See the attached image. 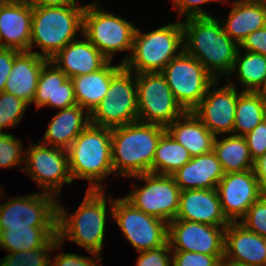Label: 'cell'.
<instances>
[{
  "instance_id": "obj_22",
  "label": "cell",
  "mask_w": 266,
  "mask_h": 266,
  "mask_svg": "<svg viewBox=\"0 0 266 266\" xmlns=\"http://www.w3.org/2000/svg\"><path fill=\"white\" fill-rule=\"evenodd\" d=\"M32 102L35 103L37 109L48 105L58 109L77 105L71 79L51 61H48L39 74Z\"/></svg>"
},
{
  "instance_id": "obj_43",
  "label": "cell",
  "mask_w": 266,
  "mask_h": 266,
  "mask_svg": "<svg viewBox=\"0 0 266 266\" xmlns=\"http://www.w3.org/2000/svg\"><path fill=\"white\" fill-rule=\"evenodd\" d=\"M248 52H254L266 56V26L248 35L239 45Z\"/></svg>"
},
{
  "instance_id": "obj_49",
  "label": "cell",
  "mask_w": 266,
  "mask_h": 266,
  "mask_svg": "<svg viewBox=\"0 0 266 266\" xmlns=\"http://www.w3.org/2000/svg\"><path fill=\"white\" fill-rule=\"evenodd\" d=\"M263 122L265 123V126H266V113L264 115Z\"/></svg>"
},
{
  "instance_id": "obj_16",
  "label": "cell",
  "mask_w": 266,
  "mask_h": 266,
  "mask_svg": "<svg viewBox=\"0 0 266 266\" xmlns=\"http://www.w3.org/2000/svg\"><path fill=\"white\" fill-rule=\"evenodd\" d=\"M221 208L229 222L242 219L263 194L254 170L225 173L217 185Z\"/></svg>"
},
{
  "instance_id": "obj_47",
  "label": "cell",
  "mask_w": 266,
  "mask_h": 266,
  "mask_svg": "<svg viewBox=\"0 0 266 266\" xmlns=\"http://www.w3.org/2000/svg\"><path fill=\"white\" fill-rule=\"evenodd\" d=\"M254 92L260 95L264 100H266V76L264 77L262 83Z\"/></svg>"
},
{
  "instance_id": "obj_1",
  "label": "cell",
  "mask_w": 266,
  "mask_h": 266,
  "mask_svg": "<svg viewBox=\"0 0 266 266\" xmlns=\"http://www.w3.org/2000/svg\"><path fill=\"white\" fill-rule=\"evenodd\" d=\"M212 16L189 17L182 22L184 50L197 59L215 79L233 72L239 46L225 33L221 21ZM220 21V22H219ZM186 41V42H185Z\"/></svg>"
},
{
  "instance_id": "obj_44",
  "label": "cell",
  "mask_w": 266,
  "mask_h": 266,
  "mask_svg": "<svg viewBox=\"0 0 266 266\" xmlns=\"http://www.w3.org/2000/svg\"><path fill=\"white\" fill-rule=\"evenodd\" d=\"M16 49L0 48V93L4 91L6 81L12 70Z\"/></svg>"
},
{
  "instance_id": "obj_3",
  "label": "cell",
  "mask_w": 266,
  "mask_h": 266,
  "mask_svg": "<svg viewBox=\"0 0 266 266\" xmlns=\"http://www.w3.org/2000/svg\"><path fill=\"white\" fill-rule=\"evenodd\" d=\"M32 3L30 51L36 43L42 57L51 59L68 43L76 40V32L83 30L86 5Z\"/></svg>"
},
{
  "instance_id": "obj_4",
  "label": "cell",
  "mask_w": 266,
  "mask_h": 266,
  "mask_svg": "<svg viewBox=\"0 0 266 266\" xmlns=\"http://www.w3.org/2000/svg\"><path fill=\"white\" fill-rule=\"evenodd\" d=\"M107 202L104 190H88L78 209L69 216L58 204L57 236L63 243L68 239L85 248L89 253L101 254ZM66 237V238H65Z\"/></svg>"
},
{
  "instance_id": "obj_27",
  "label": "cell",
  "mask_w": 266,
  "mask_h": 266,
  "mask_svg": "<svg viewBox=\"0 0 266 266\" xmlns=\"http://www.w3.org/2000/svg\"><path fill=\"white\" fill-rule=\"evenodd\" d=\"M166 131L188 150L191 157L203 155L213 150L216 136L192 111H186L181 117L174 120L166 128Z\"/></svg>"
},
{
  "instance_id": "obj_7",
  "label": "cell",
  "mask_w": 266,
  "mask_h": 266,
  "mask_svg": "<svg viewBox=\"0 0 266 266\" xmlns=\"http://www.w3.org/2000/svg\"><path fill=\"white\" fill-rule=\"evenodd\" d=\"M136 121H138L136 74L123 66L112 77L107 95L91 112L90 124L114 128Z\"/></svg>"
},
{
  "instance_id": "obj_29",
  "label": "cell",
  "mask_w": 266,
  "mask_h": 266,
  "mask_svg": "<svg viewBox=\"0 0 266 266\" xmlns=\"http://www.w3.org/2000/svg\"><path fill=\"white\" fill-rule=\"evenodd\" d=\"M215 137L213 151L222 165L224 173L253 170L254 161L244 136L230 135L222 140Z\"/></svg>"
},
{
  "instance_id": "obj_38",
  "label": "cell",
  "mask_w": 266,
  "mask_h": 266,
  "mask_svg": "<svg viewBox=\"0 0 266 266\" xmlns=\"http://www.w3.org/2000/svg\"><path fill=\"white\" fill-rule=\"evenodd\" d=\"M221 258H224V255L174 251L172 266H218Z\"/></svg>"
},
{
  "instance_id": "obj_35",
  "label": "cell",
  "mask_w": 266,
  "mask_h": 266,
  "mask_svg": "<svg viewBox=\"0 0 266 266\" xmlns=\"http://www.w3.org/2000/svg\"><path fill=\"white\" fill-rule=\"evenodd\" d=\"M28 104L13 94L0 93V133L3 128L16 127L23 117Z\"/></svg>"
},
{
  "instance_id": "obj_39",
  "label": "cell",
  "mask_w": 266,
  "mask_h": 266,
  "mask_svg": "<svg viewBox=\"0 0 266 266\" xmlns=\"http://www.w3.org/2000/svg\"><path fill=\"white\" fill-rule=\"evenodd\" d=\"M170 249L169 243L147 251H141L139 257L137 258V266H171L172 259L169 253Z\"/></svg>"
},
{
  "instance_id": "obj_14",
  "label": "cell",
  "mask_w": 266,
  "mask_h": 266,
  "mask_svg": "<svg viewBox=\"0 0 266 266\" xmlns=\"http://www.w3.org/2000/svg\"><path fill=\"white\" fill-rule=\"evenodd\" d=\"M55 197V198H54ZM49 193L16 197L0 205V232L8 228L57 226L58 201Z\"/></svg>"
},
{
  "instance_id": "obj_33",
  "label": "cell",
  "mask_w": 266,
  "mask_h": 266,
  "mask_svg": "<svg viewBox=\"0 0 266 266\" xmlns=\"http://www.w3.org/2000/svg\"><path fill=\"white\" fill-rule=\"evenodd\" d=\"M236 68L239 83L245 85L243 91L254 92L266 76V56L248 51L242 56V53L240 54V48H238L233 71Z\"/></svg>"
},
{
  "instance_id": "obj_12",
  "label": "cell",
  "mask_w": 266,
  "mask_h": 266,
  "mask_svg": "<svg viewBox=\"0 0 266 266\" xmlns=\"http://www.w3.org/2000/svg\"><path fill=\"white\" fill-rule=\"evenodd\" d=\"M133 178L142 180L145 185L133 188L124 198L135 208L169 223L175 219L179 208L180 188L172 175L145 173Z\"/></svg>"
},
{
  "instance_id": "obj_2",
  "label": "cell",
  "mask_w": 266,
  "mask_h": 266,
  "mask_svg": "<svg viewBox=\"0 0 266 266\" xmlns=\"http://www.w3.org/2000/svg\"><path fill=\"white\" fill-rule=\"evenodd\" d=\"M165 131V127L141 121L111 128L113 171L126 177L153 173L155 151Z\"/></svg>"
},
{
  "instance_id": "obj_41",
  "label": "cell",
  "mask_w": 266,
  "mask_h": 266,
  "mask_svg": "<svg viewBox=\"0 0 266 266\" xmlns=\"http://www.w3.org/2000/svg\"><path fill=\"white\" fill-rule=\"evenodd\" d=\"M94 258L84 257L74 253H59L50 261V266H98L97 261H101V256L96 253H91ZM99 266H102L101 264Z\"/></svg>"
},
{
  "instance_id": "obj_48",
  "label": "cell",
  "mask_w": 266,
  "mask_h": 266,
  "mask_svg": "<svg viewBox=\"0 0 266 266\" xmlns=\"http://www.w3.org/2000/svg\"><path fill=\"white\" fill-rule=\"evenodd\" d=\"M218 266H245V265L234 263V262H231L225 258H221Z\"/></svg>"
},
{
  "instance_id": "obj_46",
  "label": "cell",
  "mask_w": 266,
  "mask_h": 266,
  "mask_svg": "<svg viewBox=\"0 0 266 266\" xmlns=\"http://www.w3.org/2000/svg\"><path fill=\"white\" fill-rule=\"evenodd\" d=\"M35 4H68L76 5V0H30Z\"/></svg>"
},
{
  "instance_id": "obj_21",
  "label": "cell",
  "mask_w": 266,
  "mask_h": 266,
  "mask_svg": "<svg viewBox=\"0 0 266 266\" xmlns=\"http://www.w3.org/2000/svg\"><path fill=\"white\" fill-rule=\"evenodd\" d=\"M49 61L71 78L96 72L110 60L86 38L71 41Z\"/></svg>"
},
{
  "instance_id": "obj_28",
  "label": "cell",
  "mask_w": 266,
  "mask_h": 266,
  "mask_svg": "<svg viewBox=\"0 0 266 266\" xmlns=\"http://www.w3.org/2000/svg\"><path fill=\"white\" fill-rule=\"evenodd\" d=\"M109 61L102 69L80 76L71 77L77 105L91 112L107 95L112 77L123 67L112 66Z\"/></svg>"
},
{
  "instance_id": "obj_17",
  "label": "cell",
  "mask_w": 266,
  "mask_h": 266,
  "mask_svg": "<svg viewBox=\"0 0 266 266\" xmlns=\"http://www.w3.org/2000/svg\"><path fill=\"white\" fill-rule=\"evenodd\" d=\"M218 84L219 80H215L208 87L205 96L192 112L215 136L221 133L233 134L238 92L231 82L211 92V88L218 87Z\"/></svg>"
},
{
  "instance_id": "obj_5",
  "label": "cell",
  "mask_w": 266,
  "mask_h": 266,
  "mask_svg": "<svg viewBox=\"0 0 266 266\" xmlns=\"http://www.w3.org/2000/svg\"><path fill=\"white\" fill-rule=\"evenodd\" d=\"M72 180L86 179L88 190H102L101 180L111 174V128L89 124L67 149Z\"/></svg>"
},
{
  "instance_id": "obj_24",
  "label": "cell",
  "mask_w": 266,
  "mask_h": 266,
  "mask_svg": "<svg viewBox=\"0 0 266 266\" xmlns=\"http://www.w3.org/2000/svg\"><path fill=\"white\" fill-rule=\"evenodd\" d=\"M220 161L214 151L191 157V160L172 175L181 191L215 189L224 176Z\"/></svg>"
},
{
  "instance_id": "obj_6",
  "label": "cell",
  "mask_w": 266,
  "mask_h": 266,
  "mask_svg": "<svg viewBox=\"0 0 266 266\" xmlns=\"http://www.w3.org/2000/svg\"><path fill=\"white\" fill-rule=\"evenodd\" d=\"M179 48L181 50L175 54ZM183 50L184 31L182 21L167 24L144 34L139 28H136L131 56H126L121 63L126 69L135 74L161 72L168 62Z\"/></svg>"
},
{
  "instance_id": "obj_34",
  "label": "cell",
  "mask_w": 266,
  "mask_h": 266,
  "mask_svg": "<svg viewBox=\"0 0 266 266\" xmlns=\"http://www.w3.org/2000/svg\"><path fill=\"white\" fill-rule=\"evenodd\" d=\"M58 236L52 237L43 247L11 252L0 260V266H50V252L61 248Z\"/></svg>"
},
{
  "instance_id": "obj_25",
  "label": "cell",
  "mask_w": 266,
  "mask_h": 266,
  "mask_svg": "<svg viewBox=\"0 0 266 266\" xmlns=\"http://www.w3.org/2000/svg\"><path fill=\"white\" fill-rule=\"evenodd\" d=\"M225 33L239 46L254 31L266 26V0H237L224 25Z\"/></svg>"
},
{
  "instance_id": "obj_18",
  "label": "cell",
  "mask_w": 266,
  "mask_h": 266,
  "mask_svg": "<svg viewBox=\"0 0 266 266\" xmlns=\"http://www.w3.org/2000/svg\"><path fill=\"white\" fill-rule=\"evenodd\" d=\"M31 26L30 0H0V48L30 51Z\"/></svg>"
},
{
  "instance_id": "obj_26",
  "label": "cell",
  "mask_w": 266,
  "mask_h": 266,
  "mask_svg": "<svg viewBox=\"0 0 266 266\" xmlns=\"http://www.w3.org/2000/svg\"><path fill=\"white\" fill-rule=\"evenodd\" d=\"M84 110L79 105L61 109L51 119L43 140L39 141L67 150L76 137L90 124V114Z\"/></svg>"
},
{
  "instance_id": "obj_45",
  "label": "cell",
  "mask_w": 266,
  "mask_h": 266,
  "mask_svg": "<svg viewBox=\"0 0 266 266\" xmlns=\"http://www.w3.org/2000/svg\"><path fill=\"white\" fill-rule=\"evenodd\" d=\"M253 170L261 189L266 193V153L254 161Z\"/></svg>"
},
{
  "instance_id": "obj_8",
  "label": "cell",
  "mask_w": 266,
  "mask_h": 266,
  "mask_svg": "<svg viewBox=\"0 0 266 266\" xmlns=\"http://www.w3.org/2000/svg\"><path fill=\"white\" fill-rule=\"evenodd\" d=\"M96 3L85 6L82 34L110 61L118 51H132L136 26L107 13Z\"/></svg>"
},
{
  "instance_id": "obj_30",
  "label": "cell",
  "mask_w": 266,
  "mask_h": 266,
  "mask_svg": "<svg viewBox=\"0 0 266 266\" xmlns=\"http://www.w3.org/2000/svg\"><path fill=\"white\" fill-rule=\"evenodd\" d=\"M57 236V226H28L8 228L0 232V248L8 252L27 251L43 247Z\"/></svg>"
},
{
  "instance_id": "obj_11",
  "label": "cell",
  "mask_w": 266,
  "mask_h": 266,
  "mask_svg": "<svg viewBox=\"0 0 266 266\" xmlns=\"http://www.w3.org/2000/svg\"><path fill=\"white\" fill-rule=\"evenodd\" d=\"M161 73L185 111H192L215 81L205 67L185 50L170 60Z\"/></svg>"
},
{
  "instance_id": "obj_42",
  "label": "cell",
  "mask_w": 266,
  "mask_h": 266,
  "mask_svg": "<svg viewBox=\"0 0 266 266\" xmlns=\"http://www.w3.org/2000/svg\"><path fill=\"white\" fill-rule=\"evenodd\" d=\"M214 1H225V0H173L174 7L179 10V15L181 16L183 13L185 18L189 17H201V16H211L207 12L203 11L201 8V4Z\"/></svg>"
},
{
  "instance_id": "obj_32",
  "label": "cell",
  "mask_w": 266,
  "mask_h": 266,
  "mask_svg": "<svg viewBox=\"0 0 266 266\" xmlns=\"http://www.w3.org/2000/svg\"><path fill=\"white\" fill-rule=\"evenodd\" d=\"M190 160L188 150L165 131L157 144L153 173L171 175Z\"/></svg>"
},
{
  "instance_id": "obj_20",
  "label": "cell",
  "mask_w": 266,
  "mask_h": 266,
  "mask_svg": "<svg viewBox=\"0 0 266 266\" xmlns=\"http://www.w3.org/2000/svg\"><path fill=\"white\" fill-rule=\"evenodd\" d=\"M224 258L245 266H266V238L230 222L225 230Z\"/></svg>"
},
{
  "instance_id": "obj_15",
  "label": "cell",
  "mask_w": 266,
  "mask_h": 266,
  "mask_svg": "<svg viewBox=\"0 0 266 266\" xmlns=\"http://www.w3.org/2000/svg\"><path fill=\"white\" fill-rule=\"evenodd\" d=\"M226 227L173 219L168 223L170 249L208 255H224Z\"/></svg>"
},
{
  "instance_id": "obj_9",
  "label": "cell",
  "mask_w": 266,
  "mask_h": 266,
  "mask_svg": "<svg viewBox=\"0 0 266 266\" xmlns=\"http://www.w3.org/2000/svg\"><path fill=\"white\" fill-rule=\"evenodd\" d=\"M138 121L167 128L186 111L161 72L136 74Z\"/></svg>"
},
{
  "instance_id": "obj_37",
  "label": "cell",
  "mask_w": 266,
  "mask_h": 266,
  "mask_svg": "<svg viewBox=\"0 0 266 266\" xmlns=\"http://www.w3.org/2000/svg\"><path fill=\"white\" fill-rule=\"evenodd\" d=\"M22 141L12 134L0 133V168H10L21 165L23 161Z\"/></svg>"
},
{
  "instance_id": "obj_23",
  "label": "cell",
  "mask_w": 266,
  "mask_h": 266,
  "mask_svg": "<svg viewBox=\"0 0 266 266\" xmlns=\"http://www.w3.org/2000/svg\"><path fill=\"white\" fill-rule=\"evenodd\" d=\"M49 59L36 51H19L14 57L12 70L4 91L31 104L34 99L39 74Z\"/></svg>"
},
{
  "instance_id": "obj_36",
  "label": "cell",
  "mask_w": 266,
  "mask_h": 266,
  "mask_svg": "<svg viewBox=\"0 0 266 266\" xmlns=\"http://www.w3.org/2000/svg\"><path fill=\"white\" fill-rule=\"evenodd\" d=\"M239 222L247 230L266 238V193L256 200Z\"/></svg>"
},
{
  "instance_id": "obj_19",
  "label": "cell",
  "mask_w": 266,
  "mask_h": 266,
  "mask_svg": "<svg viewBox=\"0 0 266 266\" xmlns=\"http://www.w3.org/2000/svg\"><path fill=\"white\" fill-rule=\"evenodd\" d=\"M175 219L220 227L230 223L223 214L217 188L181 191Z\"/></svg>"
},
{
  "instance_id": "obj_40",
  "label": "cell",
  "mask_w": 266,
  "mask_h": 266,
  "mask_svg": "<svg viewBox=\"0 0 266 266\" xmlns=\"http://www.w3.org/2000/svg\"><path fill=\"white\" fill-rule=\"evenodd\" d=\"M244 138L253 161L266 153V126L263 121Z\"/></svg>"
},
{
  "instance_id": "obj_31",
  "label": "cell",
  "mask_w": 266,
  "mask_h": 266,
  "mask_svg": "<svg viewBox=\"0 0 266 266\" xmlns=\"http://www.w3.org/2000/svg\"><path fill=\"white\" fill-rule=\"evenodd\" d=\"M266 113V100L252 91H241L235 110L233 134L245 136L259 125Z\"/></svg>"
},
{
  "instance_id": "obj_13",
  "label": "cell",
  "mask_w": 266,
  "mask_h": 266,
  "mask_svg": "<svg viewBox=\"0 0 266 266\" xmlns=\"http://www.w3.org/2000/svg\"><path fill=\"white\" fill-rule=\"evenodd\" d=\"M31 143L28 150L24 151L26 165L23 170L33 178L44 193L52 194L59 198L64 183L72 184L69 171L68 152L58 147Z\"/></svg>"
},
{
  "instance_id": "obj_10",
  "label": "cell",
  "mask_w": 266,
  "mask_h": 266,
  "mask_svg": "<svg viewBox=\"0 0 266 266\" xmlns=\"http://www.w3.org/2000/svg\"><path fill=\"white\" fill-rule=\"evenodd\" d=\"M109 200L111 217L138 252L156 249L167 243V222L135 208L125 198L109 197Z\"/></svg>"
}]
</instances>
